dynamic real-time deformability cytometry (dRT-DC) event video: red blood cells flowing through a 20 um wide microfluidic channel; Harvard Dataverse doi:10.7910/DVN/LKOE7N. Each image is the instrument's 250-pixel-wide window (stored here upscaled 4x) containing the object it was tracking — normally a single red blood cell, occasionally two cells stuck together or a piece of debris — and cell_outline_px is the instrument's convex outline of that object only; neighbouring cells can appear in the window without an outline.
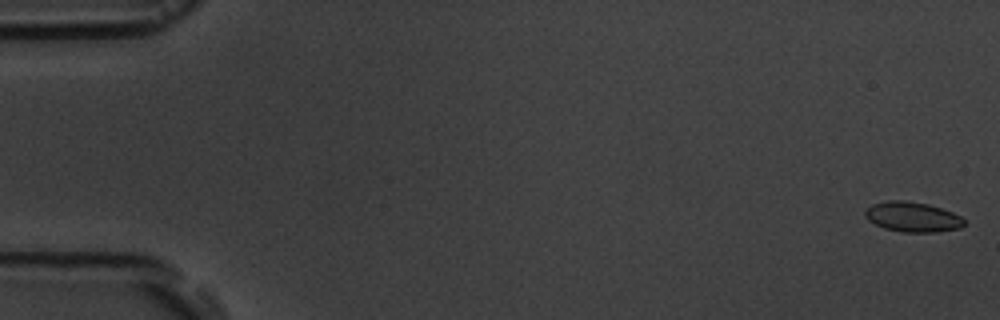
{"species": "common noctule bat (a hibernating species)", "species_latin": "Nyctalus noctula", "temperature_condition": "room temperature", "stored_images_in_passage": 10, "camera_frame_rate_fps": 3000, "um_per_image_px": 0.085, "animal": {"sex": "male", "body_mass_g": 19.5, "forearm_length_mm": 54.6}, "frame": {"image": 1, "passage_image": 1, "time_ms": 0.0, "image_size_px": [1000, 320], "cell_outline_px": [[964, 224], [960, 228], [936, 232], [904, 232], [884, 228], [868, 220], [864, 216], [864, 212], [872, 204], [888, 200], [904, 200], [928, 204], [952, 212], [960, 216], [964, 220]], "centroid_in_image_um": [77.55, 18.43], "position_along_channel_um": 7.5, "area_um2": 17.22}}
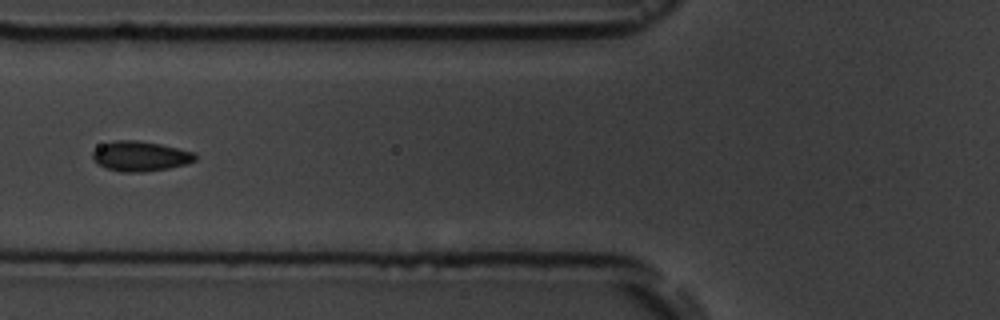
{"frame": {"image": 2, "passage_image": 7, "time_ms": 7.0, "image_size_px": [1000, 320], "cell_outline_px": [[196, 160], [188, 164], [168, 168], [144, 172], [120, 172], [108, 168], [92, 160], [92, 152], [96, 148], [104, 144], [116, 140], [136, 140], [160, 144], [196, 152]], "centroid_in_image_um": [11.96, 13.28], "position_along_channel_um": 113.8, "area_um2": 17.92}}
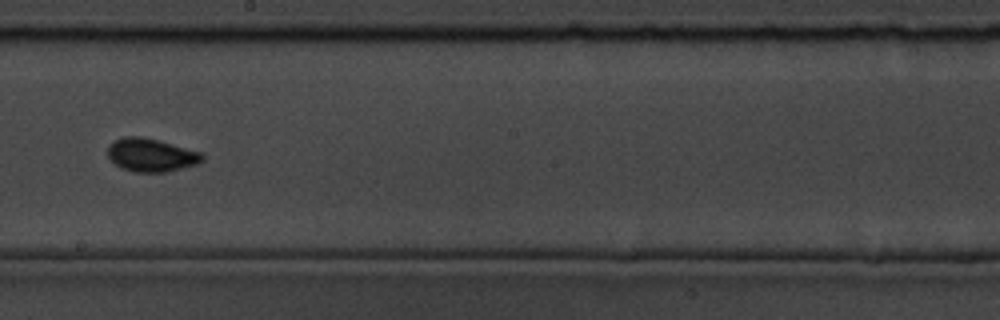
{"frame": {"image": 3, "passage_image": 10, "time_ms": 10.333, "image_size_px": [1000, 320], "cell_outline_px": [[204, 160], [196, 164], [164, 172], [132, 172], [120, 168], [108, 156], [108, 144], [124, 136], [140, 136], [156, 140], [200, 152], [204, 156]], "centroid_in_image_um": [12.8, 13.18], "position_along_channel_um": 235.4, "area_um2": 18.03}}